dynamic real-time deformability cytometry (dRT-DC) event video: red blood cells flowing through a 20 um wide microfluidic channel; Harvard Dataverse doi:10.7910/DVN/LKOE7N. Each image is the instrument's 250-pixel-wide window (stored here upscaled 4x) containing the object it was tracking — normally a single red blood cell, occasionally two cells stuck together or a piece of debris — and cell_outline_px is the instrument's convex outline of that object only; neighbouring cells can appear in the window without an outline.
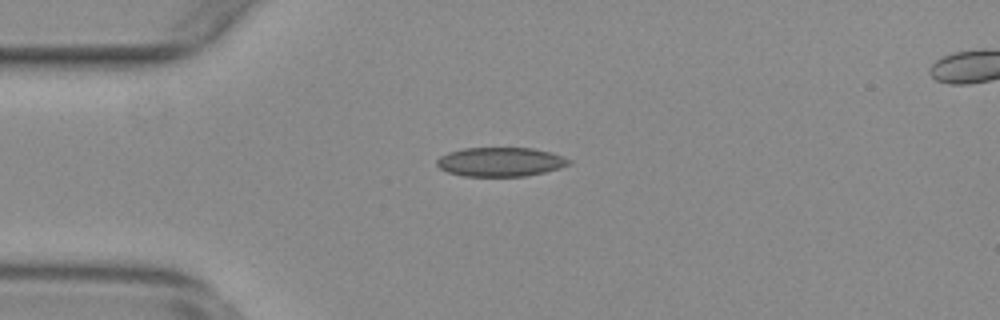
{"species": "common noctule bat (a hibernating species)", "species_latin": "Nyctalus noctula", "temperature_condition": "warm", "stored_images_in_passage": 15, "camera_frame_rate_fps": 3000, "um_per_image_px": 0.085, "animal": {"sex": "female", "body_mass_g": 29.2, "forearm_length_mm": 56.3}, "frame": {"image": 1, "passage_image": 11, "time_ms": 3.333, "image_size_px": [1000, 320], "cell_outline_px": [[572, 164], [560, 168], [544, 172], [524, 176], [464, 176], [448, 172], [440, 168], [436, 164], [436, 160], [440, 156], [448, 152], [464, 148], [532, 148], [552, 152], [564, 156], [572, 160]], "centroid_in_image_um": [42.57, 13.75], "position_along_channel_um": 42.4, "area_um2": 22.54}}